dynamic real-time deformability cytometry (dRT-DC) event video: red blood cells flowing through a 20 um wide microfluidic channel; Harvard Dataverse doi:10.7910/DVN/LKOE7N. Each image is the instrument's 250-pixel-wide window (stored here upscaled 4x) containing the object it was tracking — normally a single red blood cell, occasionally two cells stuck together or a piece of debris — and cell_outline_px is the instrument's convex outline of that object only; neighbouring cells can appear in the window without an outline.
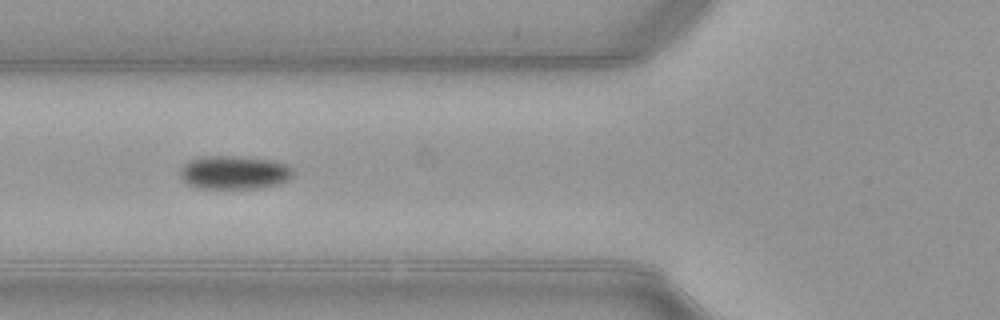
{"species": "common noctule bat (a hibernating species)", "species_latin": "Nyctalus noctula", "temperature_condition": "warm", "stored_images_in_passage": 15, "camera_frame_rate_fps": 3000, "um_per_image_px": 0.085, "animal": {"sex": "female", "body_mass_g": 21.9}, "frame": {"image": 1, "passage_image": 7, "time_ms": 2.0, "image_size_px": [1000, 320], "cell_outline_px": [[292, 176], [288, 180], [276, 184], [256, 188], [200, 188], [188, 184], [180, 176], [180, 168], [188, 160], [204, 156], [232, 156], [272, 160], [284, 164], [292, 168]], "centroid_in_image_um": [19.87, 14.65], "position_along_channel_um": 105.9, "area_um2": 21.79}}
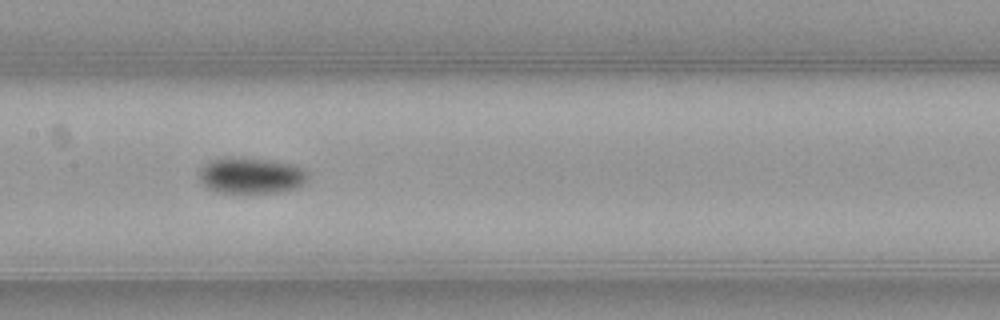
{"frame": {"image": 2, "passage_image": 13, "time_ms": 4.0, "image_size_px": [1000, 320], "cell_outline_px": [[308, 180], [296, 188], [280, 192], [216, 192], [208, 188], [200, 180], [200, 168], [208, 160], [240, 156], [296, 164], [304, 168], [308, 172]], "centroid_in_image_um": [21.37, 14.9], "position_along_channel_um": 186.0, "area_um2": 23.06}}